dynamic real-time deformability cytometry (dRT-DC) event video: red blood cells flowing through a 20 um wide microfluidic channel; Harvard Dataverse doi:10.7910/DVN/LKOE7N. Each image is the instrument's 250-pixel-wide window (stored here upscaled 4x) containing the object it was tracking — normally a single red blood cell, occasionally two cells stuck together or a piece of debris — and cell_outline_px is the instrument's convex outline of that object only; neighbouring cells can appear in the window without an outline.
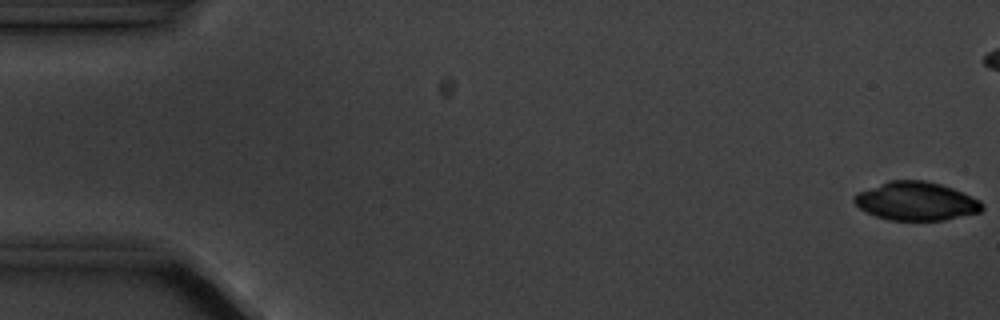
{"species": "common noctule bat (a hibernating species)", "species_latin": "Nyctalus noctula", "temperature_condition": "cold", "stored_images_in_passage": 7, "camera_frame_rate_fps": 3000, "um_per_image_px": 0.085, "animal": {"sex": "male", "body_mass_g": 20.1, "forearm_length_mm": 53.5}, "frame": {"image": 1, "passage_image": 1, "time_ms": 0.0, "image_size_px": [1000, 320], "cell_outline_px": [[984, 208], [980, 212], [944, 220], [888, 220], [876, 216], [860, 208], [852, 200], [852, 196], [856, 192], [888, 180], [924, 180], [940, 184], [952, 188], [980, 200], [984, 204]], "centroid_in_image_um": [77.84, 17.09], "position_along_channel_um": 7.2, "area_um2": 28.78}}